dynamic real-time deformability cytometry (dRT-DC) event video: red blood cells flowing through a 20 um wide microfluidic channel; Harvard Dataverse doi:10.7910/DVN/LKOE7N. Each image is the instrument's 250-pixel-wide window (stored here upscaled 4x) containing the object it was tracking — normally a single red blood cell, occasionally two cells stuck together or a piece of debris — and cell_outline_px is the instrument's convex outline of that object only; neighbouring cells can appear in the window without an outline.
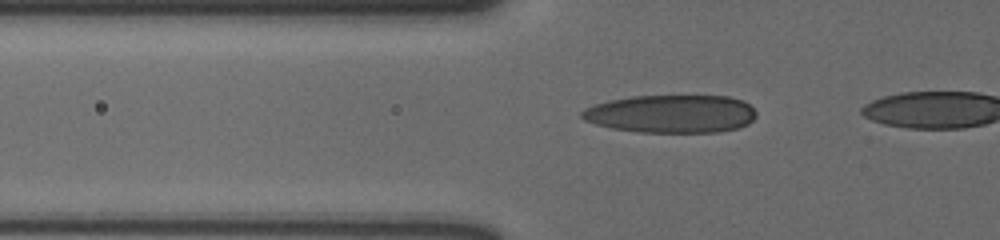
{"species": "human", "species_latin": "Homo sapiens", "temperature_condition": "cold", "stored_images_in_passage": 7, "camera_frame_rate_fps": 3000, "um_per_image_px": 0.085, "donor": {"sex": "male"}, "frame": {"image": 1, "passage_image": 5, "time_ms": 1.333, "image_size_px": [1000, 240], "cell_outline_px": [[756, 116], [748, 124], [740, 128], [720, 132], [640, 132], [612, 128], [596, 124], [584, 120], [580, 116], [580, 112], [584, 108], [608, 100], [632, 96], [728, 96], [740, 100], [748, 104], [756, 112]], "centroid_in_image_um": [57.05, 9.68], "position_along_channel_um": 68.8, "area_um2": 38.73}}